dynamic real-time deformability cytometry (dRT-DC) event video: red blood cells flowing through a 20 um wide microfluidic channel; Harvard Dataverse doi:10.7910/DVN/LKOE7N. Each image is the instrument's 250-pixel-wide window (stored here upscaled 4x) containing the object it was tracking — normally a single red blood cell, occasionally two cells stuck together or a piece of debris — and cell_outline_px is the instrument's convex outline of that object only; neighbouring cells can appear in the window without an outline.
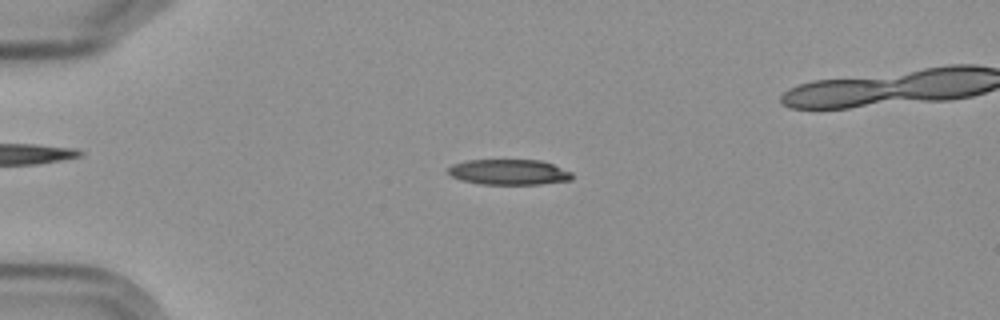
{"species": "Egyptian fruit bat (a non-hibernating species)", "species_latin": "Rousettus aegyptiacus", "temperature_condition": "cold", "stored_images_in_passage": 6, "camera_frame_rate_fps": 3000, "um_per_image_px": 0.085, "frame": {"image": 1, "passage_image": 4, "time_ms": 3.667, "image_size_px": [1000, 320], "cell_outline_px": [[572, 180], [540, 184], [480, 184], [460, 180], [452, 176], [448, 172], [448, 168], [452, 164], [468, 160], [540, 160], [552, 164], [572, 172]], "centroid_in_image_um": [43.25, 14.63], "position_along_channel_um": 41.7, "area_um2": 18.38}}